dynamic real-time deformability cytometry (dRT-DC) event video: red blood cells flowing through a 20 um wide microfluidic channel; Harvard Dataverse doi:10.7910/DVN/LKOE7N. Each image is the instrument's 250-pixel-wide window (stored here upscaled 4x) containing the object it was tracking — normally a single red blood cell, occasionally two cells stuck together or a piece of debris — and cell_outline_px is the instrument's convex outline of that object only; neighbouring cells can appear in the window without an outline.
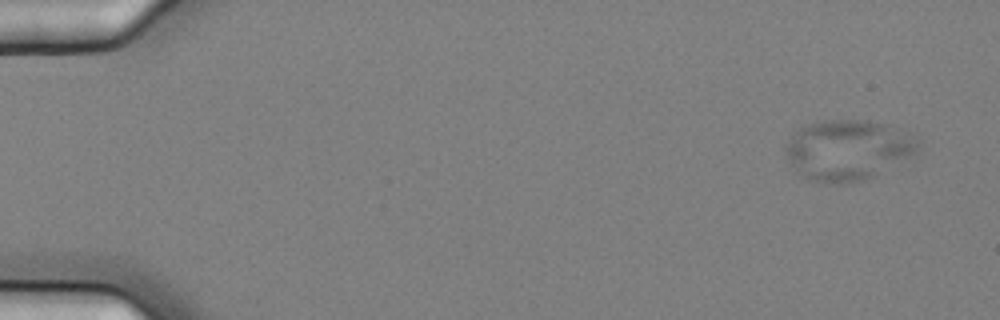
{"species": "common noctule bat (a hibernating species)", "species_latin": "Nyctalus noctula", "temperature_condition": "cold", "stored_images_in_passage": 5, "camera_frame_rate_fps": 3000, "um_per_image_px": 0.085, "animal": {"sex": "female", "body_mass_g": 25.1}, "frame": {"image": 1, "passage_image": 1, "time_ms": 0.0, "image_size_px": [1000, 320], "cell_outline_px": [[920, 140], [916, 148], [912, 152], [872, 176], [860, 180], [840, 184], [824, 184], [812, 180], [804, 176], [788, 160], [784, 152], [784, 144], [800, 128], [808, 124], [824, 120], [868, 120], [884, 124]], "centroid_in_image_um": [71.94, 12.73], "position_along_channel_um": 13.1, "area_um2": 45.2}}